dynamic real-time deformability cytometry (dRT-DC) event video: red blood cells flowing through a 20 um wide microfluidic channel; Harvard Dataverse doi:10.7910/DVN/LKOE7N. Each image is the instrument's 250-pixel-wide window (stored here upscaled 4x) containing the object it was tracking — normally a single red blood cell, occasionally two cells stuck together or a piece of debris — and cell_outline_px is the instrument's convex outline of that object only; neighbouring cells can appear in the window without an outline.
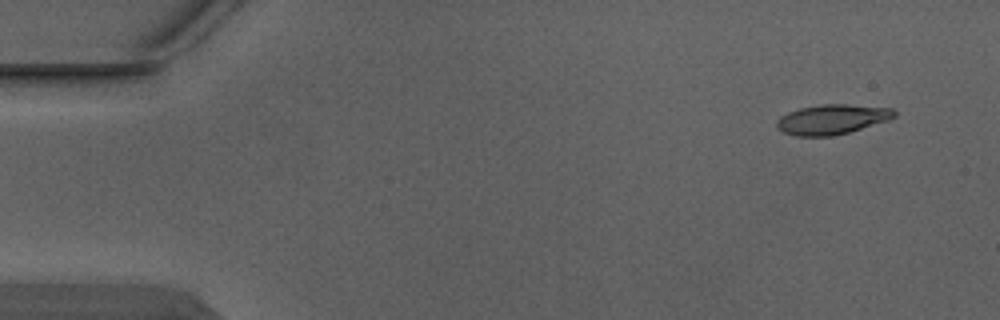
{"species": "Egyptian fruit bat (a non-hibernating species)", "species_latin": "Rousettus aegyptiacus", "temperature_condition": "warm", "stored_images_in_passage": 4, "camera_frame_rate_fps": 3000, "um_per_image_px": 0.085, "animal": {"sex": "male"}, "frame": {"image": 1, "passage_image": 1, "time_ms": 0.0, "image_size_px": [1000, 320], "cell_outline_px": [[896, 116], [888, 120], [848, 132], [832, 136], [796, 136], [784, 132], [776, 128], [776, 120], [780, 116], [788, 112], [800, 108], [820, 104], [848, 104], [892, 108], [896, 112]], "centroid_in_image_um": [70.69, 10.14], "position_along_channel_um": 14.3, "area_um2": 20.46}}
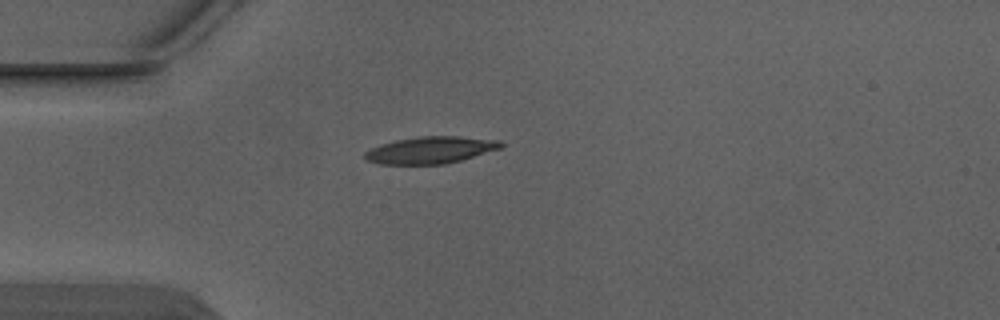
{"frame": {"image": 2, "passage_image": 4, "time_ms": 1.0, "image_size_px": [1000, 320], "cell_outline_px": [[504, 144], [500, 148], [460, 160], [444, 164], [380, 164], [368, 160], [364, 156], [364, 152], [372, 148], [396, 140], [420, 136], [460, 136], [500, 140]], "centroid_in_image_um": [36.61, 12.75], "position_along_channel_um": 48.4, "area_um2": 21.04}}